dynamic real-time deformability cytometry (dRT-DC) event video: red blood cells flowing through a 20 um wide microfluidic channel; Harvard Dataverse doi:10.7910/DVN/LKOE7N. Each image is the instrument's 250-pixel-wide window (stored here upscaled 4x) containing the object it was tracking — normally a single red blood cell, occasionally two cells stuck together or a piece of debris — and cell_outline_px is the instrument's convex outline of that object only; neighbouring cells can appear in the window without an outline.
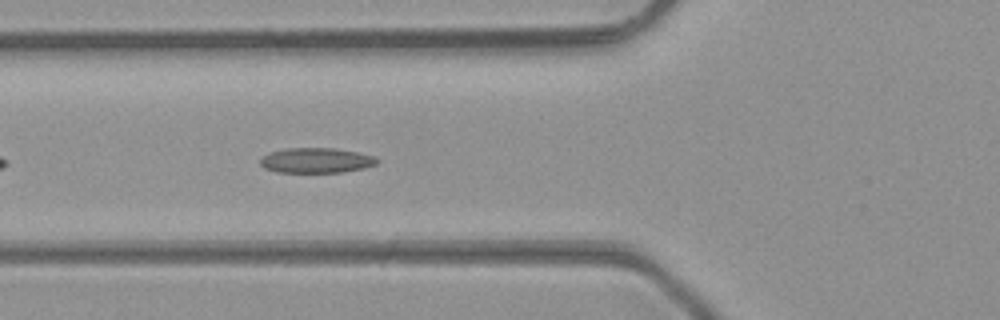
{"species": "common noctule bat (a hibernating species)", "species_latin": "Nyctalus noctula", "temperature_condition": "room temperature", "stored_images_in_passage": 34, "camera_frame_rate_fps": 3000, "um_per_image_px": 0.085, "animal": {"sex": "male", "body_mass_g": 23.1, "forearm_length_mm": 52.7}, "frame": {"image": 1, "passage_image": 5, "time_ms": 1.333, "image_size_px": [1000, 320], "cell_outline_px": [[380, 160], [376, 164], [364, 168], [340, 172], [276, 172], [264, 168], [260, 164], [260, 160], [268, 152], [284, 148], [336, 148], [376, 156]], "centroid_in_image_um": [26.87, 13.63], "position_along_channel_um": 98.9, "area_um2": 17.17}}
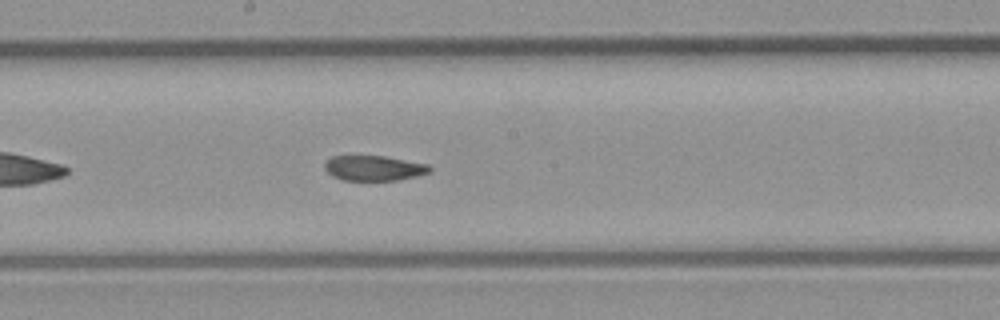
{"frame": {"image": 2, "passage_image": 13, "time_ms": 4.0, "image_size_px": [1000, 320], "cell_outline_px": [[432, 172], [400, 180], [344, 180], [332, 176], [324, 168], [324, 164], [332, 156], [384, 156], [428, 164], [432, 168]], "centroid_in_image_um": [31.81, 14.29], "position_along_channel_um": 216.4, "area_um2": 15.37}}
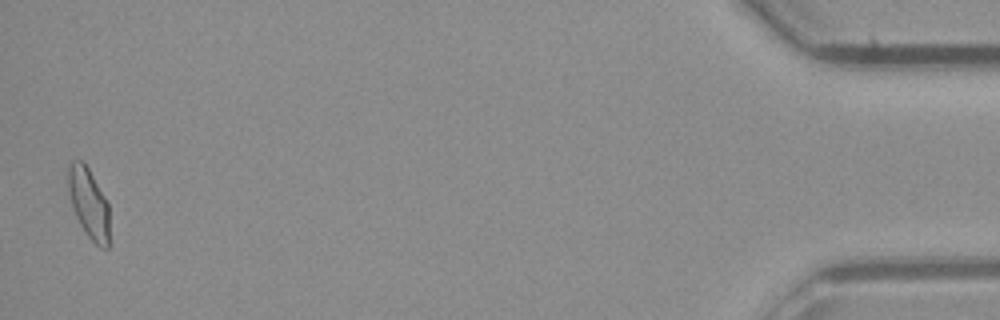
{"frame": {"image": 3, "passage_image": 34, "time_ms": 11.0, "image_size_px": [1000, 320], "cell_outline_px": [[108, 248], [100, 248], [88, 236], [80, 224], [76, 216], [72, 204], [68, 188], [68, 164], [72, 160], [80, 160], [88, 168], [108, 204]], "centroid_in_image_um": [7.53, 17.27], "position_along_channel_um": 427.7, "area_um2": 16.42}, "authors_computed_cell_mechanics": {"area_um2": 16.5019, "velocity_mm_per_s": 4.3814, "shape_relaxation_time_tau1_ms": null, "shape_relaxation_time_tau2_ms": 1.8698, "deformation_change_tau1": null, "deformation_change_tau2": 0.0694}}